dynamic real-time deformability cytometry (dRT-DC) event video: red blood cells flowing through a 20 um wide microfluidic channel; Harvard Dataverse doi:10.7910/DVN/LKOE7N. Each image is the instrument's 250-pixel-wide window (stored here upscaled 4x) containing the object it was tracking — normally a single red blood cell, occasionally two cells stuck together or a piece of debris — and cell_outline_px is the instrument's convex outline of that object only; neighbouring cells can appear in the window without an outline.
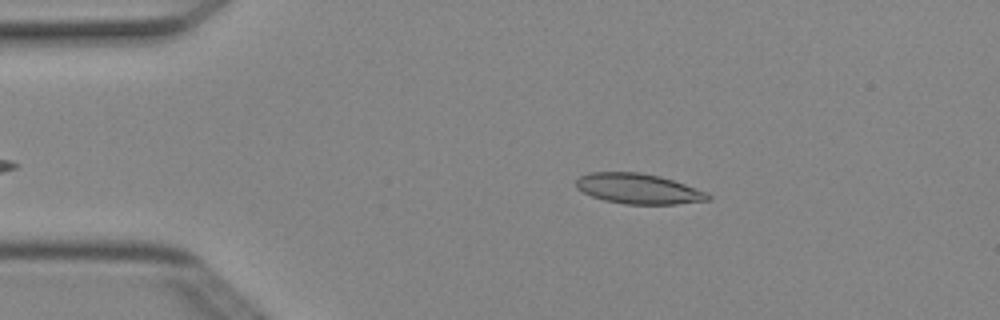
{"species": "Egyptian fruit bat (a non-hibernating species)", "species_latin": "Rousettus aegyptiacus", "temperature_condition": "cold", "stored_images_in_passage": 3, "camera_frame_rate_fps": 3000, "um_per_image_px": 0.085, "animal": {"sex": "female"}, "frame": {"image": 1, "passage_image": 1, "time_ms": 0.0, "image_size_px": [1000, 320], "cell_outline_px": [[712, 200], [676, 204], [624, 204], [604, 200], [592, 196], [576, 188], [576, 180], [580, 176], [588, 172], [640, 172], [660, 176], [708, 192], [712, 196]], "centroid_in_image_um": [54.28, 16.04], "position_along_channel_um": 30.7, "area_um2": 23.35}}
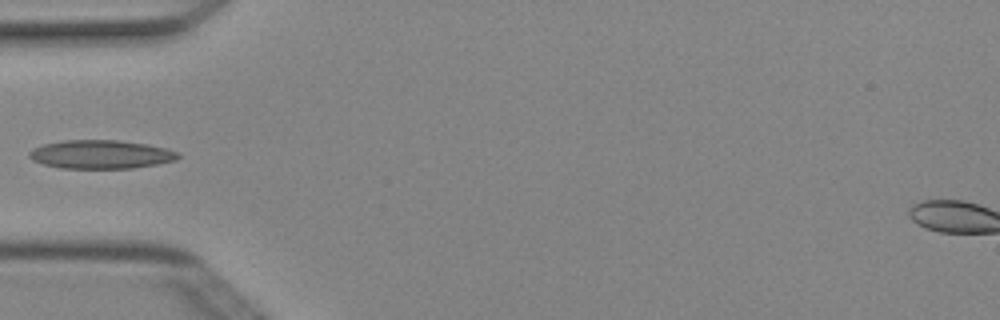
{"frame": {"image": 2, "passage_image": 3, "time_ms": 0.667, "image_size_px": [1000, 320], "cell_outline_px": [[180, 156], [176, 160], [156, 164], [132, 168], [60, 168], [44, 164], [32, 160], [28, 156], [28, 152], [32, 148], [44, 144], [64, 140], [120, 140], [148, 144], [164, 148], [176, 152]], "centroid_in_image_um": [8.53, 13.12], "position_along_channel_um": 76.5, "area_um2": 24.74}}